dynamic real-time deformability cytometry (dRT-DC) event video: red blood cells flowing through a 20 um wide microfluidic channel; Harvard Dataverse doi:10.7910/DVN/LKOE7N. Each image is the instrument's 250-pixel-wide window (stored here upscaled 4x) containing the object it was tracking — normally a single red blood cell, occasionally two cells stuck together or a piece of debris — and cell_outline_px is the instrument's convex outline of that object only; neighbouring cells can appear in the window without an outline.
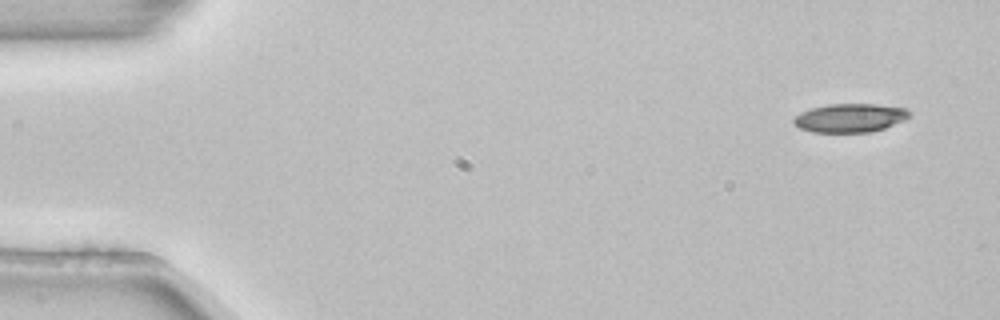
{"species": "common noctule bat (a hibernating species)", "species_latin": "Nyctalus noctula", "temperature_condition": "room temperature", "stored_images_in_passage": 5, "camera_frame_rate_fps": 3000, "um_per_image_px": 0.085, "animal": {"sex": "female", "body_mass_g": 22.7, "forearm_length_mm": 54.2}, "frame": {"image": 1, "passage_image": 1, "time_ms": 0.0, "image_size_px": [1000, 320], "cell_outline_px": [[912, 112], [904, 120], [884, 128], [868, 132], [812, 132], [800, 128], [792, 120], [800, 112], [812, 108], [828, 104], [876, 104], [908, 108]], "centroid_in_image_um": [72.27, 10.01], "position_along_channel_um": 12.7, "area_um2": 19.25}}